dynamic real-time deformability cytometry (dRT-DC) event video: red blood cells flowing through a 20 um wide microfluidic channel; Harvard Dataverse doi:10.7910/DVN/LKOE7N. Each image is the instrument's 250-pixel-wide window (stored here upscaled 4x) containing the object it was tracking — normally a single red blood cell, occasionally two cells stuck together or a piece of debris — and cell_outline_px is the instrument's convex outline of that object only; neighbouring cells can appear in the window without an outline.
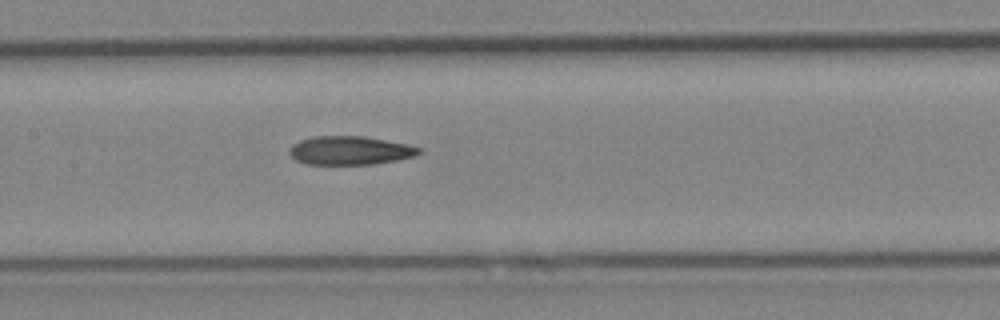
{"species": "Egyptian fruit bat (a non-hibernating species)", "species_latin": "Rousettus aegyptiacus", "temperature_condition": "cold", "stored_images_in_passage": 7, "camera_frame_rate_fps": 3000, "um_per_image_px": 0.085, "animal": {"sex": "female"}, "frame": {"image": 1, "passage_image": 7, "time_ms": 7.0, "image_size_px": [1000, 320], "cell_outline_px": [[424, 152], [416, 156], [396, 160], [372, 164], [304, 164], [296, 160], [288, 152], [292, 144], [300, 140], [312, 136], [364, 136], [408, 144], [420, 148]], "centroid_in_image_um": [29.76, 12.78], "position_along_channel_um": 177.6, "area_um2": 21.73}}